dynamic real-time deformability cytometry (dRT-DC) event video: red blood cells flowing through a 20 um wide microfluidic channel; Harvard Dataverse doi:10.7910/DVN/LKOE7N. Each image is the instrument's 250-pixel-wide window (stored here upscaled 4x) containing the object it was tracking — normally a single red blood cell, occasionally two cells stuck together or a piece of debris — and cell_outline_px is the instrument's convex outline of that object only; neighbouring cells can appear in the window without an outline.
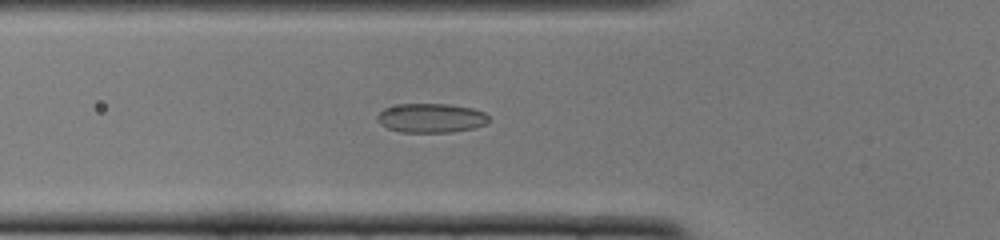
{"species": "common noctule bat (a hibernating species)", "species_latin": "Nyctalus noctula", "temperature_condition": "cold", "stored_images_in_passage": 38, "camera_frame_rate_fps": 3000, "um_per_image_px": 0.085, "animal": {"sex": "female", "body_mass_g": 22.0, "forearm_length_mm": 56.7}, "frame": {"image": 1, "passage_image": 5, "time_ms": 1.333, "image_size_px": [1000, 240], "cell_outline_px": [[488, 120], [484, 124], [476, 128], [452, 132], [400, 132], [388, 128], [380, 124], [376, 120], [376, 116], [384, 108], [400, 104], [448, 104], [472, 108], [484, 112], [488, 116]], "centroid_in_image_um": [36.62, 10.03], "position_along_channel_um": 89.2, "area_um2": 19.02}}
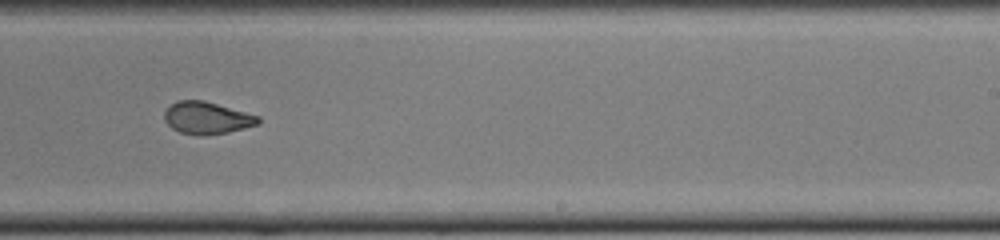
{"frame": {"image": 2, "passage_image": 19, "time_ms": 6.0, "image_size_px": [1000, 240], "cell_outline_px": [[260, 124], [228, 132], [204, 136], [200, 136], [180, 132], [172, 128], [164, 120], [164, 112], [176, 100], [204, 100], [260, 116]], "centroid_in_image_um": [17.6, 10.03], "position_along_channel_um": 271.4, "area_um2": 17.69}}
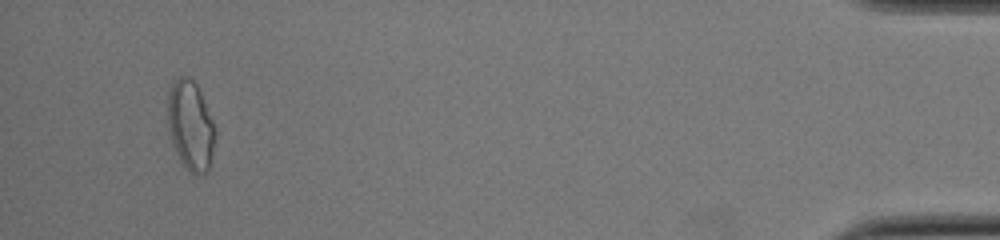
{"frame": {"image": 3, "passage_image": 36, "time_ms": 11.667, "image_size_px": [1000, 240], "cell_outline_px": [[216, 132], [208, 172], [196, 176], [180, 160], [172, 144], [168, 124], [168, 92], [172, 84], [180, 76], [188, 76], [196, 84], [200, 92], [216, 128]], "centroid_in_image_um": [16.2, 10.68], "position_along_channel_um": 419.0, "area_um2": 24.51}, "authors_computed_cell_mechanics": {"area_um2": 18.5538, "velocity_mm_per_s": 3.9078, "shape_relaxation_time_tau1_ms": null, "shape_relaxation_time_tau2_ms": 1.254, "deformation_change_tau1": null, "deformation_change_tau2": 0.0674}}